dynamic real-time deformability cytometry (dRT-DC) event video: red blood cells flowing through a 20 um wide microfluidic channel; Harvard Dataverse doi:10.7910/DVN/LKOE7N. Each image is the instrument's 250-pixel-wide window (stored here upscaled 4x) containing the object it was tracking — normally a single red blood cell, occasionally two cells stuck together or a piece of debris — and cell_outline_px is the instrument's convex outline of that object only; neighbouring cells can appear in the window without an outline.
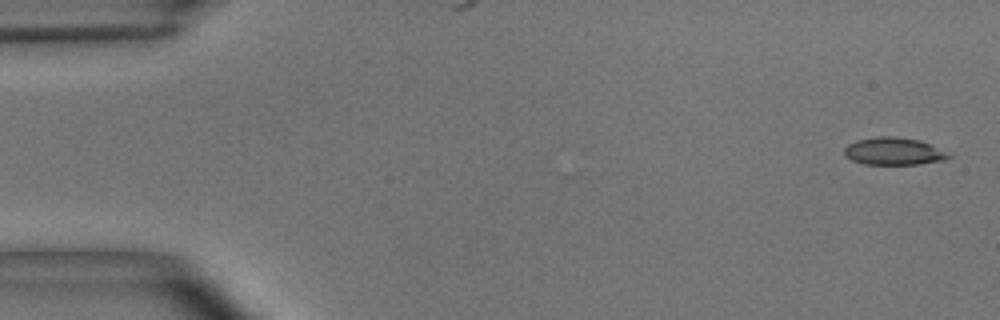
{"species": "common noctule bat (a hibernating species)", "species_latin": "Nyctalus noctula", "temperature_condition": "room temperature", "stored_images_in_passage": 6, "segment_of_instrument_passage": [1, 2], "camera_frame_rate_fps": 3000, "um_per_image_px": 0.085, "animal": {"sex": "male", "body_mass_g": 15.6}, "frame": {"image": 1, "passage_image": 1, "time_ms": 0.0, "image_size_px": [1000, 320], "cell_outline_px": [[952, 156], [944, 160], [916, 164], [864, 164], [852, 160], [844, 152], [844, 148], [848, 144], [856, 140], [880, 136], [892, 136], [920, 140], [948, 152]], "centroid_in_image_um": [75.97, 12.85], "position_along_channel_um": 9.0, "area_um2": 16.53}}